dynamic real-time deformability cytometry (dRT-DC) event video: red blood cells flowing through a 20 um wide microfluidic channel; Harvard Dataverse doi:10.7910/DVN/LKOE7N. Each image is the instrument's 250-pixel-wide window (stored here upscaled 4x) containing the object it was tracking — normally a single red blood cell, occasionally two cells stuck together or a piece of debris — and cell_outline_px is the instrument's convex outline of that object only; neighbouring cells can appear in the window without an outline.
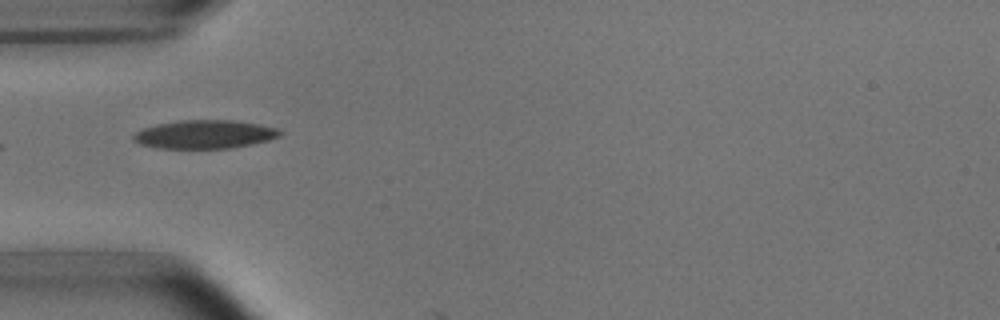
{"species": "common noctule bat (a hibernating species)", "species_latin": "Nyctalus noctula", "temperature_condition": "room temperature", "stored_images_in_passage": 4, "camera_frame_rate_fps": 3000, "um_per_image_px": 0.085, "animal": {"sex": "male", "body_mass_g": 15.6}, "frame": {"image": 1, "passage_image": 3, "time_ms": 2.0, "image_size_px": [1000, 320], "cell_outline_px": [[284, 132], [280, 136], [268, 140], [252, 144], [228, 148], [156, 148], [140, 144], [132, 140], [132, 136], [136, 132], [144, 128], [156, 124], [180, 120], [232, 120], [260, 124], [276, 128]], "centroid_in_image_um": [17.39, 11.41], "position_along_channel_um": 67.6, "area_um2": 24.33}}